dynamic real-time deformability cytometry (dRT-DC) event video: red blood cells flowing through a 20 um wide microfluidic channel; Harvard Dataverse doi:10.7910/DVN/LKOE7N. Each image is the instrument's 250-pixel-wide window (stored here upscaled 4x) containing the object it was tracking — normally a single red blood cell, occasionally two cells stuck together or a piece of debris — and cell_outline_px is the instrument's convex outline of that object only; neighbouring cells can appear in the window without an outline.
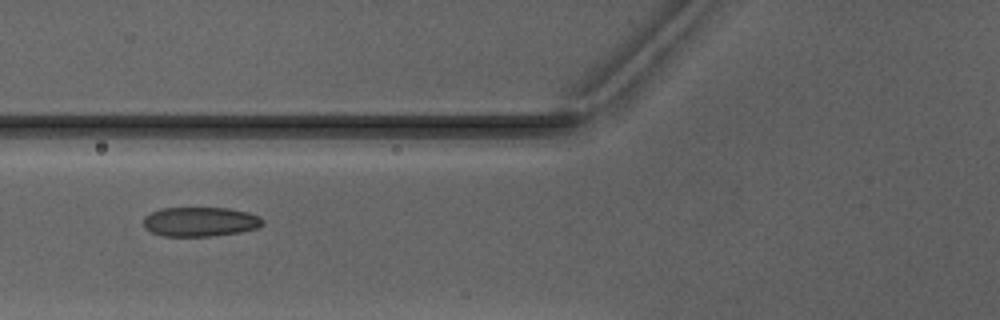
{"species": "Egyptian fruit bat (a non-hibernating species)", "species_latin": "Rousettus aegyptiacus", "temperature_condition": "warm", "stored_images_in_passage": 2, "camera_frame_rate_fps": 3000, "um_per_image_px": 0.085, "animal": {"sex": "male"}, "frame": {"image": 1, "passage_image": 2, "time_ms": 1.333, "image_size_px": [1000, 320], "cell_outline_px": [[264, 224], [256, 228], [240, 232], [208, 236], [160, 236], [144, 228], [144, 216], [160, 208], [228, 208], [248, 212], [260, 216], [264, 220]], "centroid_in_image_um": [17.01, 18.84], "position_along_channel_um": 108.8, "area_um2": 20.52}}